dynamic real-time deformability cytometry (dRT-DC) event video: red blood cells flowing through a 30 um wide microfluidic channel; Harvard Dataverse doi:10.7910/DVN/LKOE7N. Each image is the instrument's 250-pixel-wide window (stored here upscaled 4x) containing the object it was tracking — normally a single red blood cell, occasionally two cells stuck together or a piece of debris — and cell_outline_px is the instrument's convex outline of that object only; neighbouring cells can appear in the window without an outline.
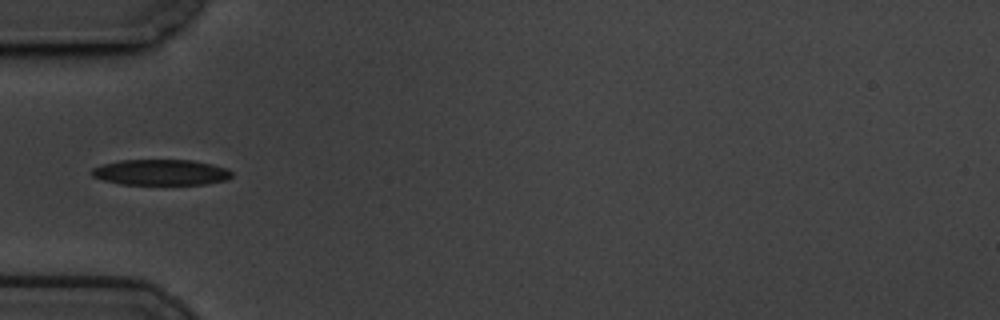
{"species": "common noctule bat (a hibernating species)", "species_latin": "Nyctalus noctula", "temperature_condition": "cold", "stored_images_in_passage": 7, "camera_frame_rate_fps": 3000, "um_per_image_px": 0.085, "animal": {"sex": "male", "body_mass_g": 19.5, "forearm_length_mm": 54.6}, "frame": {"image": 1, "passage_image": 1, "time_ms": 0.0, "image_size_px": [1000, 320], "cell_outline_px": [[232, 176], [228, 180], [204, 184], [120, 184], [104, 180], [92, 176], [92, 168], [104, 164], [120, 160], [192, 160], [212, 164], [228, 168], [232, 172]], "centroid_in_image_um": [13.72, 14.64], "position_along_channel_um": 71.3, "area_um2": 20.98}}
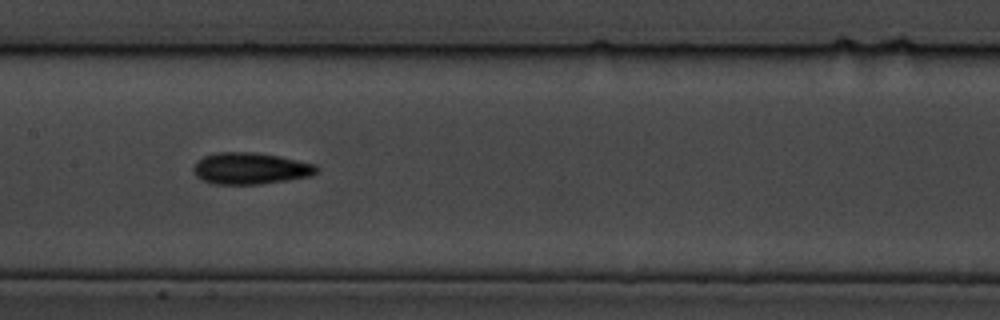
{"frame": {"image": 2, "passage_image": 4, "time_ms": 1.0, "image_size_px": [1000, 320], "cell_outline_px": [[320, 168], [312, 176], [260, 184], [212, 184], [200, 180], [196, 176], [192, 168], [196, 160], [204, 156], [216, 152], [256, 152], [316, 164]], "centroid_in_image_um": [21.24, 14.32], "position_along_channel_um": 186.2, "area_um2": 22.83}}
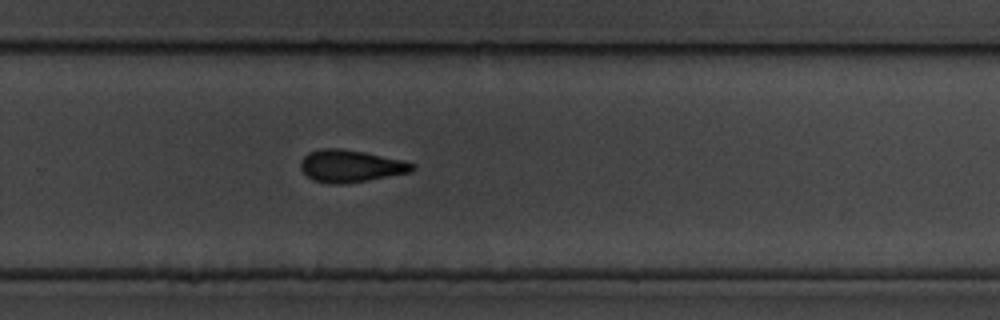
{"frame": {"image": 3, "passage_image": 7, "time_ms": 2.0, "image_size_px": [1000, 320], "cell_outline_px": [[416, 168], [412, 172], [368, 180], [344, 184], [328, 184], [312, 180], [300, 168], [300, 160], [308, 152], [324, 148], [340, 148], [364, 152], [404, 160], [416, 164]], "centroid_in_image_um": [29.81, 14.12], "position_along_channel_um": 300.0, "area_um2": 21.21}}